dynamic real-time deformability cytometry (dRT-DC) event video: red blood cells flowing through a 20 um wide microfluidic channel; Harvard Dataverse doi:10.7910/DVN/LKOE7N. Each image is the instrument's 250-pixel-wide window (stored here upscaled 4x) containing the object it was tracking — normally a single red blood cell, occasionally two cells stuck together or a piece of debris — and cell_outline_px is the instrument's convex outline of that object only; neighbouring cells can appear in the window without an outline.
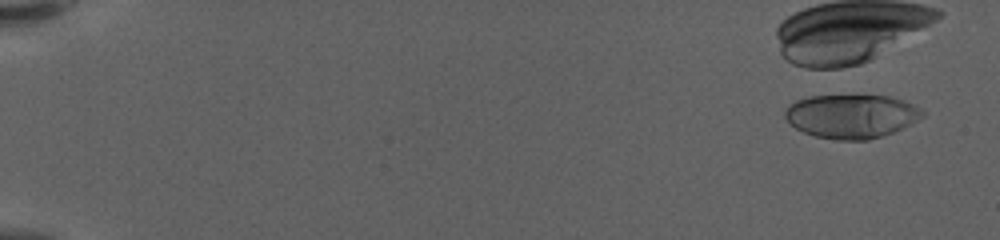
{"species": "human", "species_latin": "Homo sapiens", "temperature_condition": "warm", "stored_images_in_passage": 54, "camera_frame_rate_fps": 3000, "um_per_image_px": 0.085, "donor": {"sex": "female"}, "frame": {"image": 1, "passage_image": 4, "time_ms": 1.0, "image_size_px": [1000, 240], "cell_outline_px": [[924, 116], [892, 132], [868, 140], [840, 140], [816, 136], [804, 132], [796, 128], [784, 116], [784, 112], [788, 104], [796, 100], [808, 96], [888, 96], [912, 104], [920, 108], [924, 112]], "centroid_in_image_um": [72.32, 9.87], "position_along_channel_um": 12.7, "area_um2": 34.56}}
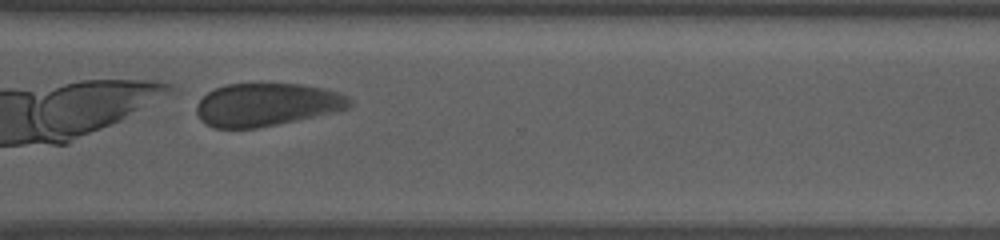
{"frame": {"image": 2, "passage_image": 48, "time_ms": 15.667, "image_size_px": [1000, 240], "cell_outline_px": [[352, 104], [348, 108], [336, 112], [256, 128], [216, 128], [200, 120], [196, 112], [196, 108], [200, 100], [208, 92], [216, 88], [228, 84], [304, 84], [324, 88], [340, 92], [348, 96], [352, 100]], "centroid_in_image_um": [22.71, 8.89], "position_along_channel_um": 347.9, "area_um2": 38.21}}